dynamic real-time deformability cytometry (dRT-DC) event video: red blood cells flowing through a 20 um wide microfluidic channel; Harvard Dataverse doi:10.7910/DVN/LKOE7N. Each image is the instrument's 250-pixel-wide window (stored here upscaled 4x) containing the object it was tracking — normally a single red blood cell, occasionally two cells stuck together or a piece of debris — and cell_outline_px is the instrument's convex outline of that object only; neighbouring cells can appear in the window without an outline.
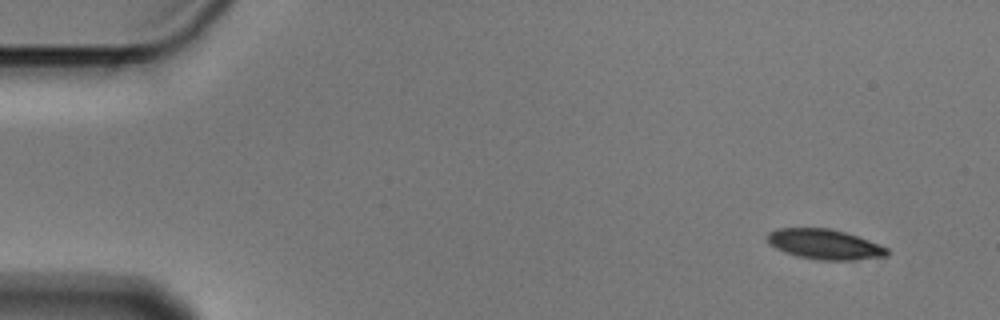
{"species": "Egyptian fruit bat (a non-hibernating species)", "species_latin": "Rousettus aegyptiacus", "temperature_condition": "cold", "stored_images_in_passage": 5, "camera_frame_rate_fps": 3000, "um_per_image_px": 0.085, "animal": {"sex": "male"}, "frame": {"image": 1, "passage_image": 1, "time_ms": 0.0, "image_size_px": [1000, 320], "cell_outline_px": [[892, 252], [888, 256], [848, 260], [820, 260], [796, 256], [784, 252], [776, 248], [768, 240], [768, 232], [776, 228], [832, 228], [868, 240], [888, 248]], "centroid_in_image_um": [70.11, 20.76], "position_along_channel_um": 14.9, "area_um2": 20.92}}
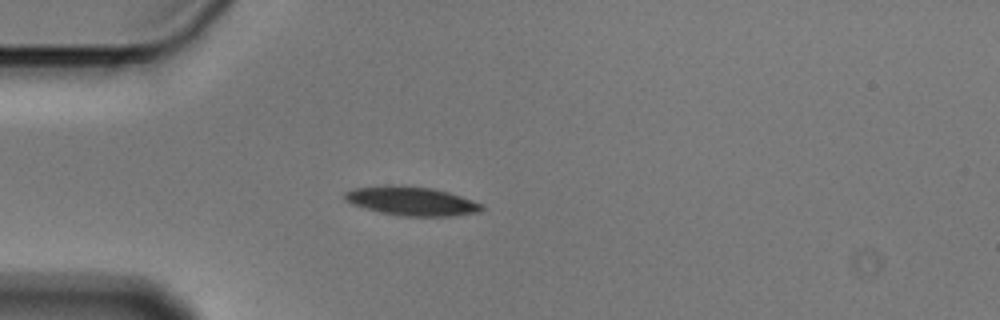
{"frame": {"image": 2, "passage_image": 4, "time_ms": 1.0, "image_size_px": [1000, 320], "cell_outline_px": [[484, 208], [480, 212], [452, 216], [404, 216], [380, 212], [364, 208], [352, 204], [344, 200], [344, 192], [352, 188], [432, 188], [448, 192], [484, 204]], "centroid_in_image_um": [35.05, 17.15], "position_along_channel_um": 50.0, "area_um2": 22.08}}